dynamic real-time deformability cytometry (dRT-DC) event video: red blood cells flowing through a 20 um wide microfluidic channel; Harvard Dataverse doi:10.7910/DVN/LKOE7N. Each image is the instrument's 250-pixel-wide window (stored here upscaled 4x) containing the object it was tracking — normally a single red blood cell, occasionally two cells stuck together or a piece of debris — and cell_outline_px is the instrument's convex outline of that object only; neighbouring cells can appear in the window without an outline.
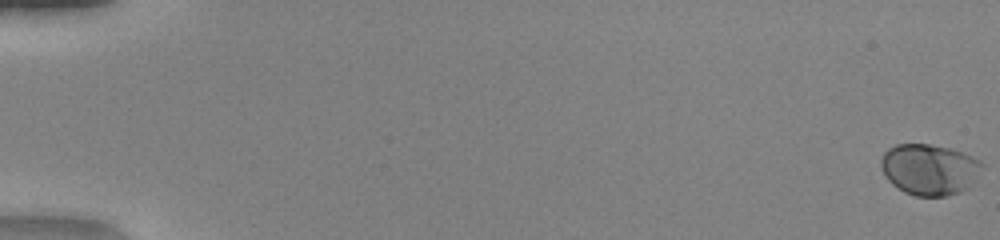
{"species": "human", "species_latin": "Homo sapiens", "temperature_condition": "warm", "stored_images_in_passage": 52, "camera_frame_rate_fps": 3000, "um_per_image_px": 0.085, "donor": {"sex": "female"}, "frame": {"image": 1, "passage_image": 1, "time_ms": 0.0, "image_size_px": [1000, 240], "cell_outline_px": [[984, 164], [968, 188], [960, 192], [948, 196], [916, 196], [904, 192], [892, 184], [888, 180], [880, 164], [880, 160], [884, 152], [888, 148], [896, 144], [928, 144], [948, 148], [964, 152], [980, 160]], "centroid_in_image_um": [78.99, 14.4], "position_along_channel_um": 6.0, "area_um2": 30.06}}
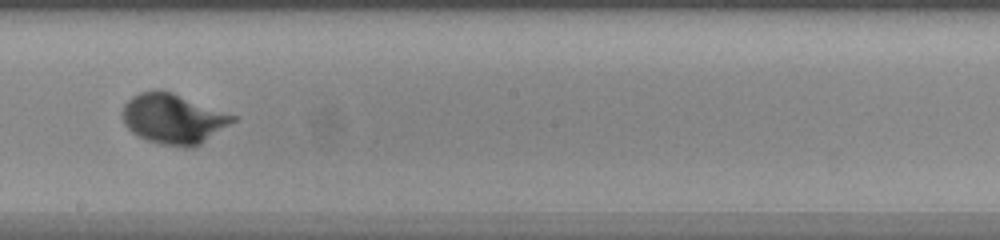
{"frame": {"image": 2, "passage_image": 32, "time_ms": 10.333, "image_size_px": [1000, 240], "cell_outline_px": [[240, 116], [236, 120], [200, 144], [192, 148], [184, 148], [160, 144], [136, 136], [124, 124], [120, 112], [124, 104], [132, 96], [140, 92], [152, 88], [160, 88], [172, 92]], "centroid_in_image_um": [14.72, 10.07], "position_along_channel_um": 233.5, "area_um2": 32.89}}
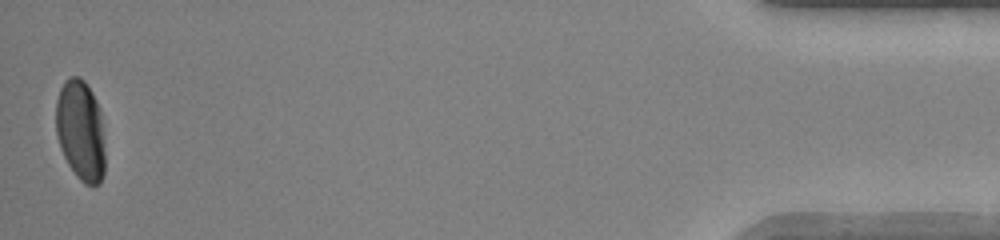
{"frame": {"image": 3, "passage_image": 52, "time_ms": 17.0, "image_size_px": [1000, 240], "cell_outline_px": [[104, 176], [100, 184], [92, 188], [84, 184], [76, 176], [68, 164], [60, 148], [56, 132], [56, 100], [60, 88], [64, 80], [68, 76], [80, 76], [84, 80], [92, 92], [100, 108], [104, 152]], "centroid_in_image_um": [6.85, 11.11], "position_along_channel_um": 428.4, "area_um2": 29.25}, "authors_computed_cell_mechanics": {"area_um2": 29.3624, "velocity_mm_per_s": 4.1304, "shape_relaxation_time_tau1_ms": 1.9728, "shape_relaxation_time_tau2_ms": null, "deformation_change_tau1": 0.1557, "deformation_change_tau2": null}}